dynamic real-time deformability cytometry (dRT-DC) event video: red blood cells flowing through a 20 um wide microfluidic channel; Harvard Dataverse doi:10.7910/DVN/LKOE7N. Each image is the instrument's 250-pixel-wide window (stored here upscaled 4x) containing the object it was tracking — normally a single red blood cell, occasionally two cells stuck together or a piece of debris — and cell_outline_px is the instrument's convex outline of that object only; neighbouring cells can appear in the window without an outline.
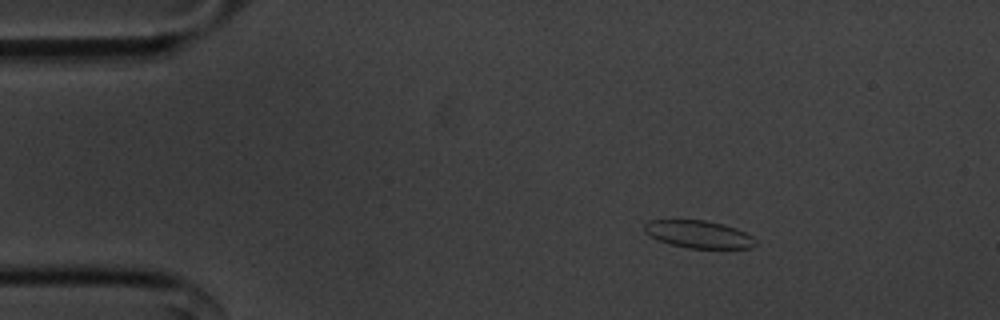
{"species": "common noctule bat (a hibernating species)", "species_latin": "Nyctalus noctula", "temperature_condition": "cold", "stored_images_in_passage": 48, "camera_frame_rate_fps": 3000, "um_per_image_px": 0.085, "animal": {"sex": "male", "body_mass_g": 20.1, "forearm_length_mm": 53.5}, "frame": {"image": 1, "passage_image": 1, "time_ms": 0.0, "image_size_px": [1000, 320], "cell_outline_px": [[756, 244], [752, 248], [688, 248], [668, 244], [644, 232], [644, 224], [648, 220], [704, 220], [724, 224], [736, 228], [752, 236], [756, 240]], "centroid_in_image_um": [59.39, 19.91], "position_along_channel_um": 25.6, "area_um2": 17.8}}
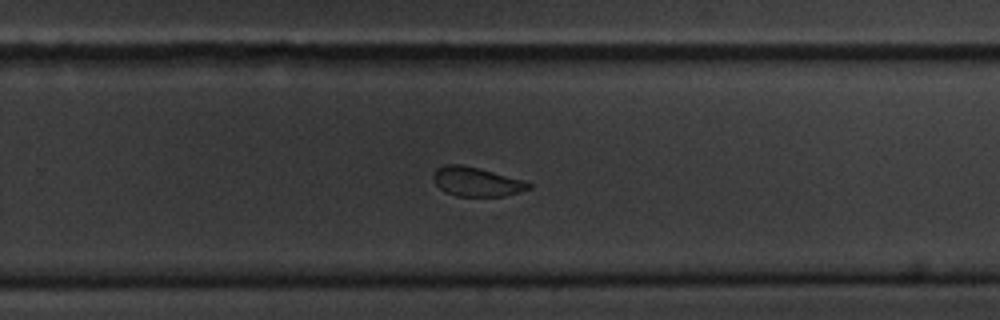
{"frame": {"image": 2, "passage_image": 28, "time_ms": 9.0, "image_size_px": [1000, 320], "cell_outline_px": [[532, 188], [504, 196], [456, 196], [444, 192], [432, 180], [432, 176], [436, 168], [448, 164], [460, 164], [524, 180], [532, 184]], "centroid_in_image_um": [40.48, 15.46], "position_along_channel_um": 289.3, "area_um2": 16.13}}
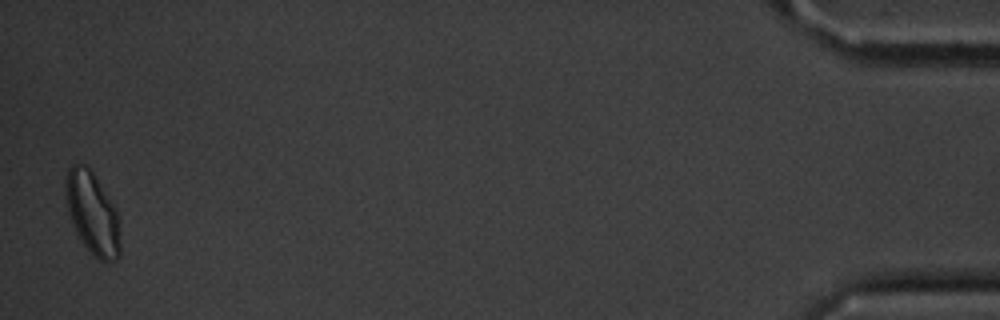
{"frame": {"image": 3, "passage_image": 47, "time_ms": 15.333, "image_size_px": [1000, 320], "cell_outline_px": [[120, 256], [116, 260], [108, 264], [100, 260], [80, 240], [76, 232], [68, 212], [64, 188], [64, 184], [68, 168], [72, 164], [84, 164], [96, 176], [112, 204], [116, 212], [120, 244]], "centroid_in_image_um": [7.83, 18.13], "position_along_channel_um": 427.4, "area_um2": 25.89}, "authors_computed_cell_mechanics": {"area_um2": 17.9469, "velocity_mm_per_s": 3.6052, "shape_relaxation_time_tau1_ms": 2.9465, "shape_relaxation_time_tau2_ms": 2.2728, "deformation_change_tau1": 0.0972, "deformation_change_tau2": 0.0847}}